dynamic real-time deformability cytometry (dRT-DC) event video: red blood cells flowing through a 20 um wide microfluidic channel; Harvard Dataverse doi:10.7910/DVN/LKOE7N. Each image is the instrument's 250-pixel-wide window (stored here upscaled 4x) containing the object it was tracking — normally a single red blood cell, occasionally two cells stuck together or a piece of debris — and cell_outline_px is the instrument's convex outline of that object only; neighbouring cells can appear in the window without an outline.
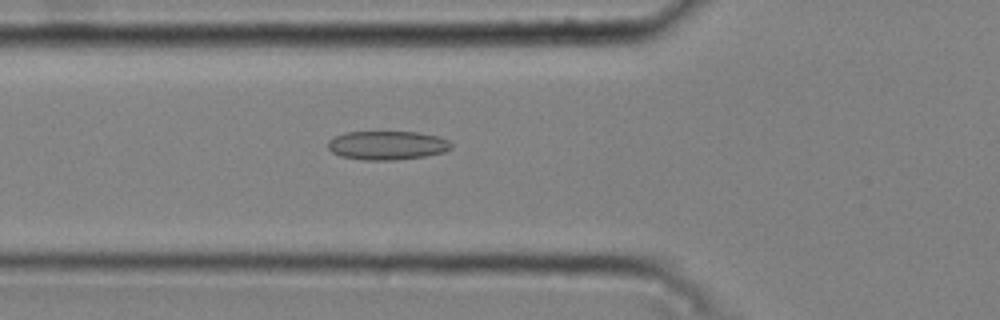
{"species": "common noctule bat (a hibernating species)", "species_latin": "Nyctalus noctula", "temperature_condition": "cold", "stored_images_in_passage": 38, "camera_frame_rate_fps": 3000, "um_per_image_px": 0.085, "animal": {"sex": "male", "body_mass_g": 20.4}, "frame": {"image": 1, "passage_image": 8, "time_ms": 2.333, "image_size_px": [1000, 320], "cell_outline_px": [[452, 148], [444, 152], [424, 156], [396, 160], [364, 160], [340, 156], [332, 152], [328, 148], [328, 140], [344, 132], [416, 132], [440, 136], [448, 140], [452, 144]], "centroid_in_image_um": [32.92, 12.35], "position_along_channel_um": 92.9, "area_um2": 20.81}}
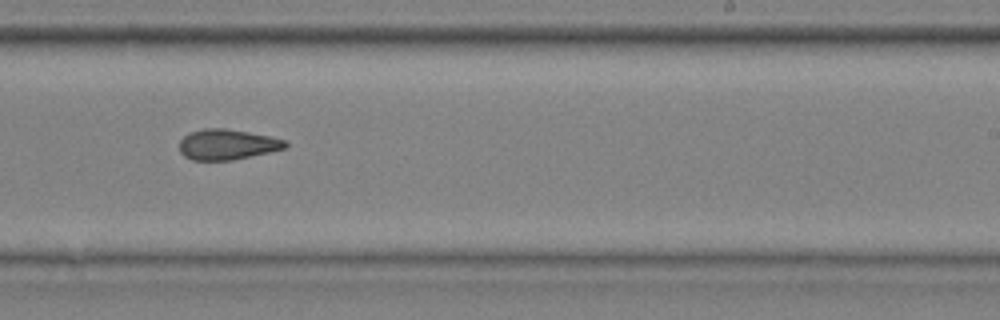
{"frame": {"image": 2, "passage_image": 22, "time_ms": 7.0, "image_size_px": [1000, 320], "cell_outline_px": [[288, 144], [284, 148], [268, 152], [232, 160], [192, 160], [184, 156], [180, 152], [180, 140], [188, 132], [204, 128], [224, 128], [248, 132], [288, 140]], "centroid_in_image_um": [19.28, 12.27], "position_along_channel_um": 269.7, "area_um2": 18.73}}
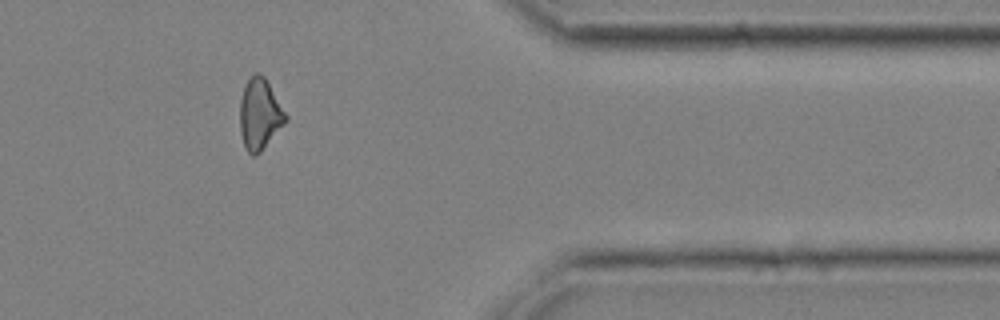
{"frame": {"image": 3, "passage_image": 33, "time_ms": 10.667, "image_size_px": [1000, 320], "cell_outline_px": [[288, 120], [260, 152], [256, 156], [252, 156], [244, 148], [240, 132], [240, 100], [244, 84], [256, 72], [260, 72], [264, 76], [288, 116]], "centroid_in_image_um": [22.07, 9.72], "position_along_channel_um": 389.3, "area_um2": 19.02}, "authors_computed_cell_mechanics": {"area_um2": 19.0162, "velocity_mm_per_s": 3.7859, "shape_relaxation_time_tau1_ms": null, "shape_relaxation_time_tau2_ms": 4.8589, "deformation_change_tau1": null, "deformation_change_tau2": 0.1245}}